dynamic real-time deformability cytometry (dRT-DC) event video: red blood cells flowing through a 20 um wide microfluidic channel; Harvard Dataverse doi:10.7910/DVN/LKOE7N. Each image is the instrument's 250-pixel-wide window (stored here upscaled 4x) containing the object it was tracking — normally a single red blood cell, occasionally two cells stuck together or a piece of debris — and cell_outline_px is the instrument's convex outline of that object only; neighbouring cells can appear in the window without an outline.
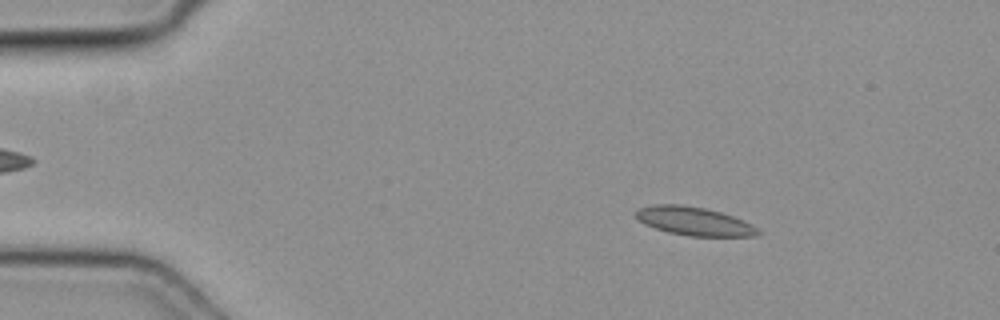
{"species": "common noctule bat (a hibernating species)", "species_latin": "Nyctalus noctula", "temperature_condition": "cold", "stored_images_in_passage": 49, "camera_frame_rate_fps": 3000, "um_per_image_px": 0.085, "animal": {"sex": "female", "body_mass_g": 19.3, "forearm_length_mm": 54.1}, "frame": {"image": 1, "passage_image": 8, "time_ms": 2.333, "image_size_px": [1000, 320], "cell_outline_px": [[760, 232], [756, 236], [688, 236], [668, 232], [644, 224], [632, 212], [640, 208], [656, 204], [680, 204], [704, 208], [720, 212], [732, 216], [752, 224]], "centroid_in_image_um": [58.97, 18.8], "position_along_channel_um": 26.0, "area_um2": 20.11}}
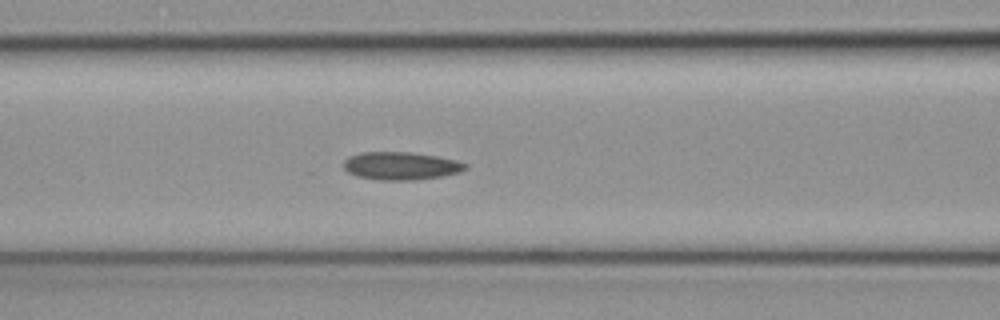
{"frame": {"image": 2, "passage_image": 21, "time_ms": 6.667, "image_size_px": [1000, 320], "cell_outline_px": [[468, 168], [460, 172], [440, 176], [416, 180], [380, 180], [356, 176], [348, 172], [344, 168], [344, 160], [348, 156], [364, 152], [408, 152], [436, 156], [456, 160], [468, 164]], "centroid_in_image_um": [34.07, 14.1], "position_along_channel_um": 132.5, "area_um2": 19.77}}
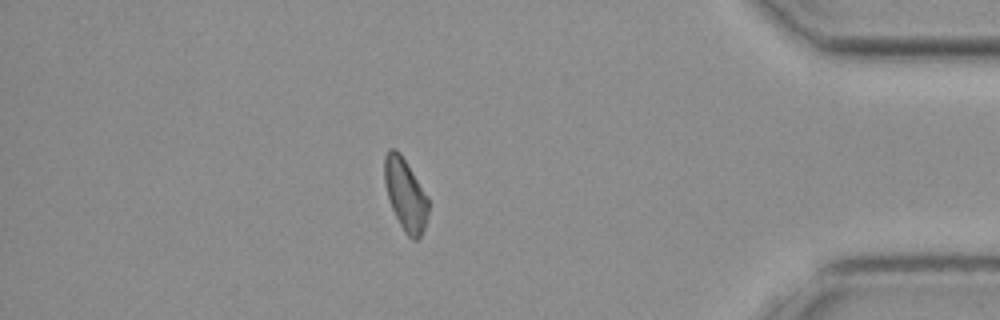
{"frame": {"image": 3, "passage_image": 43, "time_ms": 14.0, "image_size_px": [1000, 320], "cell_outline_px": [[428, 216], [424, 228], [420, 236], [416, 240], [412, 240], [404, 232], [388, 200], [384, 180], [384, 156], [388, 148], [396, 148], [400, 152], [428, 196]], "centroid_in_image_um": [34.45, 16.51], "position_along_channel_um": 400.8, "area_um2": 18.55}}